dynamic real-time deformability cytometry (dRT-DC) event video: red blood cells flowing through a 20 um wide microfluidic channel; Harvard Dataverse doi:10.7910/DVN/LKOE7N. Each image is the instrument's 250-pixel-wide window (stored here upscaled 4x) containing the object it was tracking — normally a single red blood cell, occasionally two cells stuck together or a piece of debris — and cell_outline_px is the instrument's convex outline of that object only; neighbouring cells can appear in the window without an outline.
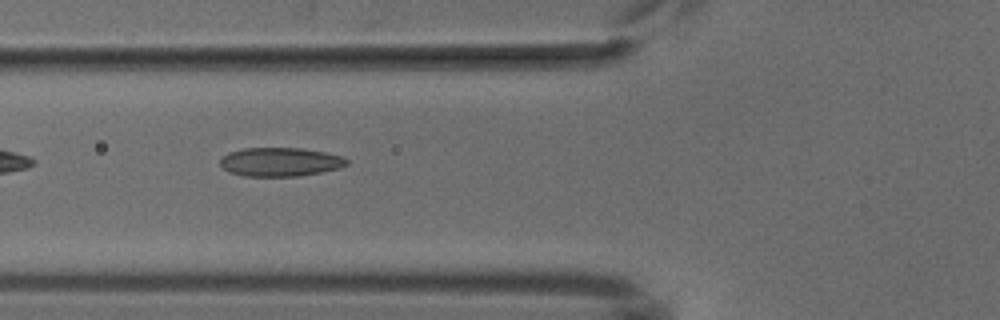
{"species": "common noctule bat (a hibernating species)", "species_latin": "Nyctalus noctula", "temperature_condition": "cold", "stored_images_in_passage": 7, "camera_frame_rate_fps": 3000, "um_per_image_px": 0.085, "animal": {"sex": "male", "body_mass_g": 18.8}, "frame": {"image": 1, "passage_image": 5, "time_ms": 5.333, "image_size_px": [1000, 320], "cell_outline_px": [[348, 164], [340, 168], [300, 176], [244, 176], [228, 172], [220, 164], [220, 160], [228, 152], [244, 148], [300, 148], [324, 152], [344, 156], [348, 160]], "centroid_in_image_um": [23.83, 13.76], "position_along_channel_um": 102.0, "area_um2": 21.27}}
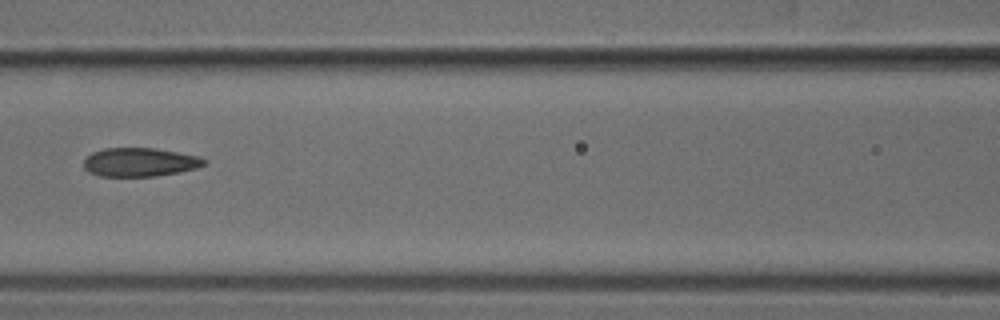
{"frame": {"image": 2, "passage_image": 6, "time_ms": 6.667, "image_size_px": [1000, 320], "cell_outline_px": [[208, 164], [196, 168], [180, 172], [156, 176], [100, 176], [88, 172], [84, 168], [84, 160], [92, 152], [104, 148], [156, 148], [200, 156], [208, 160]], "centroid_in_image_um": [11.93, 13.78], "position_along_channel_um": 154.7, "area_um2": 20.35}}
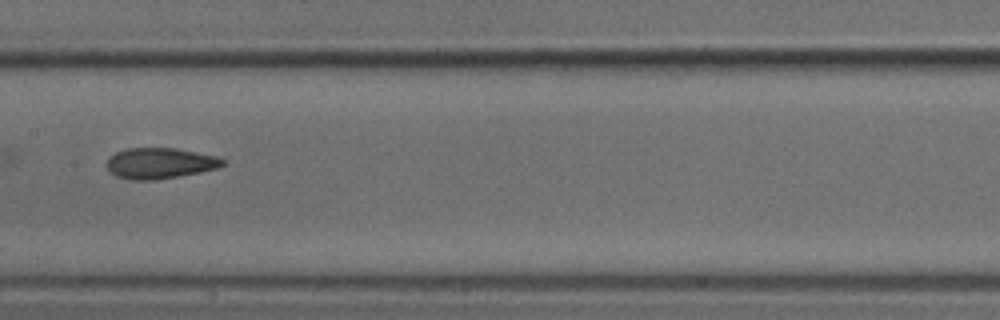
{"frame": {"image": 3, "passage_image": 7, "time_ms": 7.667, "image_size_px": [1000, 320], "cell_outline_px": [[228, 160], [224, 164], [216, 168], [200, 172], [152, 180], [132, 180], [116, 176], [108, 168], [108, 156], [116, 152], [128, 148], [176, 148], [216, 156]], "centroid_in_image_um": [13.61, 13.86], "position_along_channel_um": 193.8, "area_um2": 20.63}}